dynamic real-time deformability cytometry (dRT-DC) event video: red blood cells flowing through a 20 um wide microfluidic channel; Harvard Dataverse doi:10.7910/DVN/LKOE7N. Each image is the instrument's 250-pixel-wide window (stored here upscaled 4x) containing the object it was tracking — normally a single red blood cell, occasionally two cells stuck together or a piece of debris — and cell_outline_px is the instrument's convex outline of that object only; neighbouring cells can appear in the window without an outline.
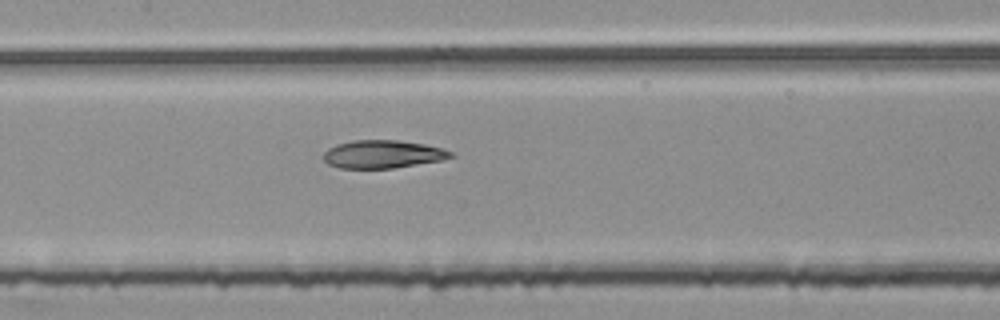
{"species": "common noctule bat (a hibernating species)", "species_latin": "Nyctalus noctula", "temperature_condition": "room temperature", "stored_images_in_passage": 53, "segment_of_instrument_passage": [2, 2], "camera_frame_rate_fps": 3000, "um_per_image_px": 0.085, "animal": {"sex": "female", "body_mass_g": 25.1}, "frame": {"image": 1, "passage_image": 25, "time_ms": 8.0, "image_size_px": [1000, 320], "cell_outline_px": [[456, 156], [444, 160], [392, 168], [336, 168], [328, 164], [320, 156], [328, 148], [336, 144], [352, 140], [396, 140], [424, 144], [444, 148], [452, 152]], "centroid_in_image_um": [32.52, 13.11], "position_along_channel_um": 174.9, "area_um2": 21.04}}
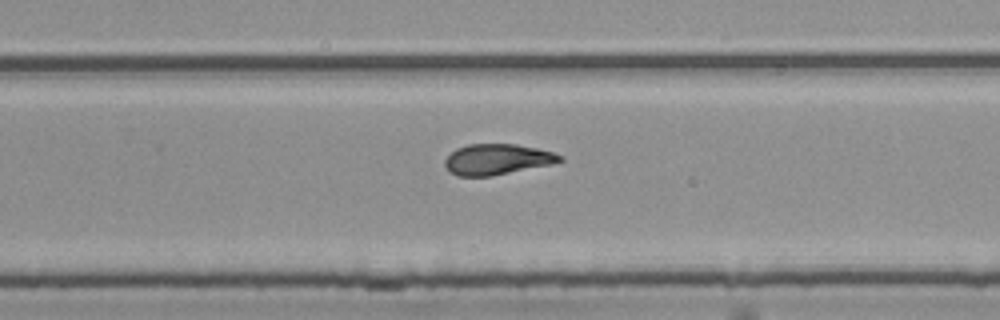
{"frame": {"image": 2, "passage_image": 34, "time_ms": 11.0, "image_size_px": [1000, 320], "cell_outline_px": [[564, 160], [552, 164], [492, 176], [456, 176], [448, 172], [444, 164], [444, 160], [456, 148], [468, 144], [516, 144], [536, 148], [552, 152], [564, 156]], "centroid_in_image_um": [42.24, 13.55], "position_along_channel_um": 287.6, "area_um2": 20.69}}
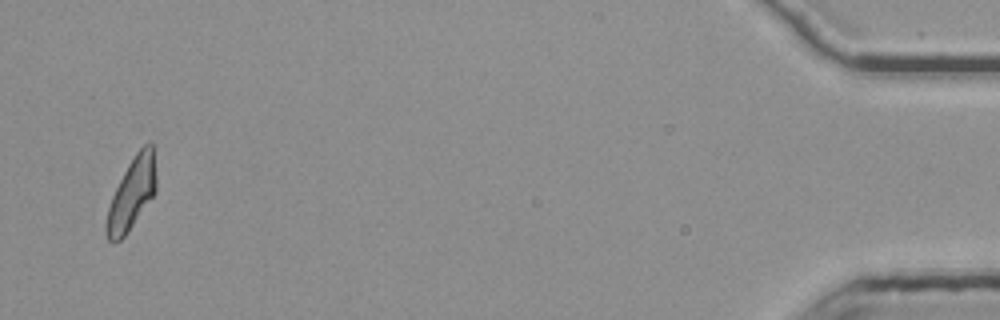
{"frame": {"image": 3, "passage_image": 52, "time_ms": 17.0, "image_size_px": [1000, 320], "cell_outline_px": [[156, 192], [128, 232], [120, 240], [112, 244], [108, 240], [104, 232], [104, 228], [108, 208], [112, 196], [128, 164], [136, 152], [148, 140], [152, 140], [156, 176]], "centroid_in_image_um": [11.2, 16.47], "position_along_channel_um": 424.0, "area_um2": 20.98}}